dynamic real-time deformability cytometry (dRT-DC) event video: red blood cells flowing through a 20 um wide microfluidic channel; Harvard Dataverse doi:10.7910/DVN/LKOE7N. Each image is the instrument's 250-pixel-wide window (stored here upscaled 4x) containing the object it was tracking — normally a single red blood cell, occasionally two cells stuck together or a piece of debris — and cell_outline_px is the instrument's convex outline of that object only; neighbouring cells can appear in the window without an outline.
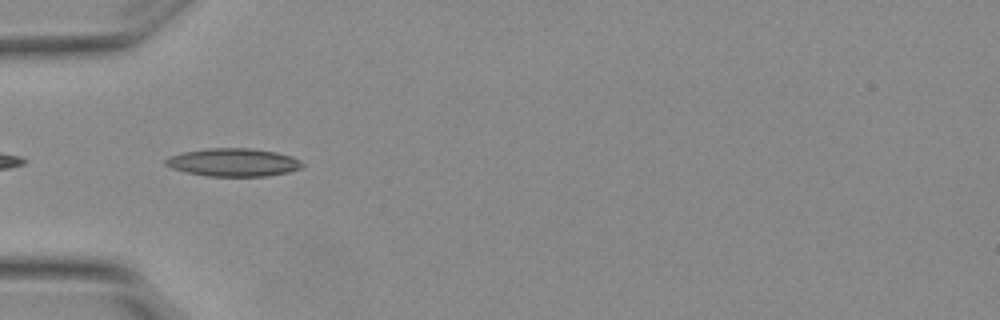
{"species": "Egyptian fruit bat (a non-hibernating species)", "species_latin": "Rousettus aegyptiacus", "temperature_condition": "warm", "stored_images_in_passage": 3, "camera_frame_rate_fps": 3000, "um_per_image_px": 0.085, "animal": {"sex": "female"}, "frame": {"image": 1, "passage_image": 3, "time_ms": 0.667, "image_size_px": [1000, 320], "cell_outline_px": [[304, 164], [300, 168], [288, 172], [268, 176], [208, 176], [188, 172], [172, 168], [164, 164], [164, 160], [168, 156], [184, 152], [208, 148], [252, 148], [276, 152], [292, 156], [300, 160]], "centroid_in_image_um": [19.84, 13.79], "position_along_channel_um": 65.2, "area_um2": 22.31}}